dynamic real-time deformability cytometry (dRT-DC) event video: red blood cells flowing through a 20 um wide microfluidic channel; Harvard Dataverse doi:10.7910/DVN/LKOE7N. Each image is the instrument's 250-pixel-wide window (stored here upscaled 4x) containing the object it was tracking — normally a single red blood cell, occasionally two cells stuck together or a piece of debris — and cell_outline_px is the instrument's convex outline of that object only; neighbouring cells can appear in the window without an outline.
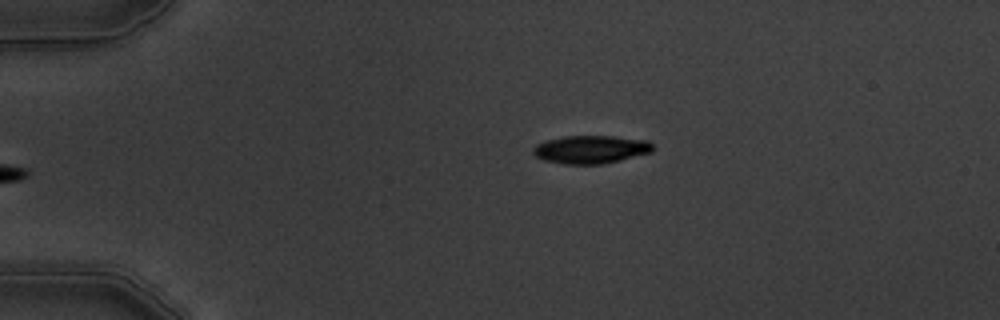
{"species": "common noctule bat (a hibernating species)", "species_latin": "Nyctalus noctula", "temperature_condition": "warm", "stored_images_in_passage": 5, "camera_frame_rate_fps": 3000, "um_per_image_px": 0.085, "animal": {"sex": "male", "body_mass_g": 19.5, "forearm_length_mm": 54.6}, "frame": {"image": 1, "passage_image": 5, "time_ms": 4.667, "image_size_px": [1000, 320], "cell_outline_px": [[656, 148], [652, 152], [604, 164], [564, 164], [544, 160], [536, 156], [532, 152], [532, 148], [536, 144], [548, 140], [564, 136], [612, 136], [648, 140]], "centroid_in_image_um": [50.24, 12.7], "position_along_channel_um": 34.8, "area_um2": 19.65}}